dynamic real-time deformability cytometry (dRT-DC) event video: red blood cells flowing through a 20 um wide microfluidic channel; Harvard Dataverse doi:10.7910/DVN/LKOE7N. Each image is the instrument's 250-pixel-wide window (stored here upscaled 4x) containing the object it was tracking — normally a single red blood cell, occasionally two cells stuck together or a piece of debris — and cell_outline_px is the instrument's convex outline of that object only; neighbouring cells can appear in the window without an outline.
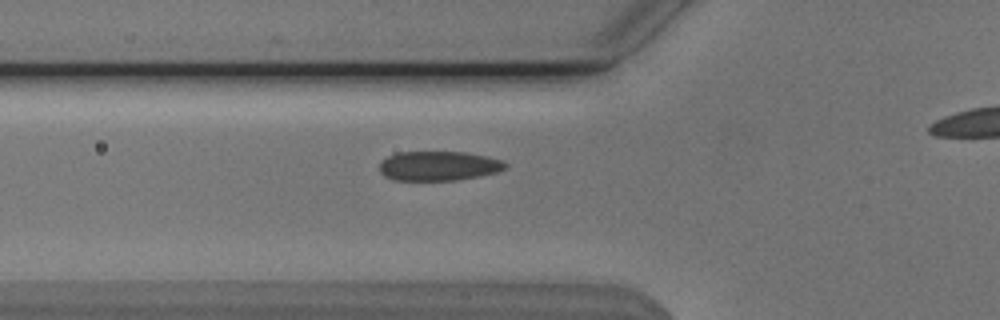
{"species": "Egyptian fruit bat (a non-hibernating species)", "species_latin": "Rousettus aegyptiacus", "temperature_condition": "cold", "stored_images_in_passage": 37, "camera_frame_rate_fps": 3000, "um_per_image_px": 0.085, "animal": {"sex": "male"}, "frame": {"image": 1, "passage_image": 9, "time_ms": 2.667, "image_size_px": [1000, 320], "cell_outline_px": [[508, 164], [504, 168], [496, 172], [480, 176], [456, 180], [392, 180], [384, 176], [380, 172], [380, 160], [396, 152], [464, 152], [504, 160]], "centroid_in_image_um": [37.25, 14.1], "position_along_channel_um": 88.6, "area_um2": 21.68}}
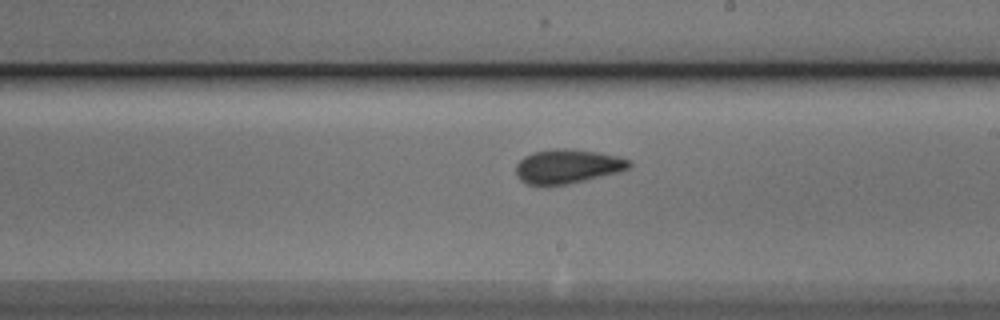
{"frame": {"image": 2, "passage_image": 21, "time_ms": 6.667, "image_size_px": [1000, 320], "cell_outline_px": [[632, 164], [628, 168], [616, 172], [564, 184], [528, 184], [520, 180], [516, 172], [516, 164], [524, 156], [532, 152], [552, 148], [572, 148], [620, 156], [628, 160]], "centroid_in_image_um": [48.2, 14.1], "position_along_channel_um": 240.8, "area_um2": 22.14}}
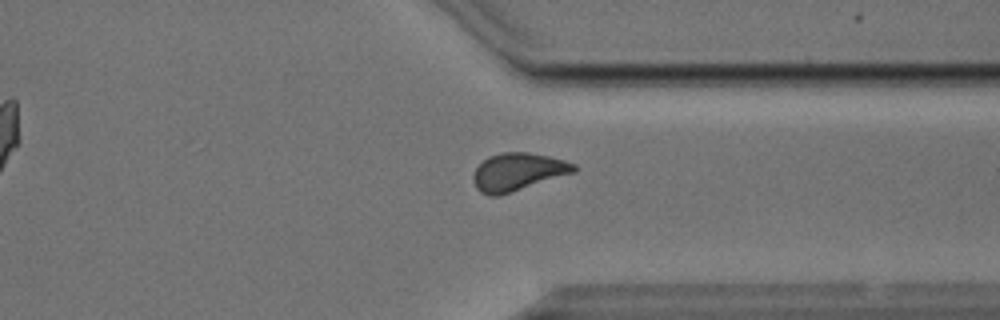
{"frame": {"image": 3, "passage_image": 31, "time_ms": 10.0, "image_size_px": [1000, 320], "cell_outline_px": [[576, 172], [496, 196], [488, 196], [480, 192], [476, 188], [472, 176], [476, 168], [488, 156], [504, 152], [528, 152], [548, 156], [564, 160], [576, 164]], "centroid_in_image_um": [44.01, 14.6], "position_along_channel_um": 367.4, "area_um2": 21.91}, "authors_computed_cell_mechanics": {"area_um2": 21.7906, "velocity_mm_per_s": 3.8019, "shape_relaxation_time_tau1_ms": 5.5646, "shape_relaxation_time_tau2_ms": 2.0401, "deformation_change_tau1": 0.1228, "deformation_change_tau2": 0.0685}}